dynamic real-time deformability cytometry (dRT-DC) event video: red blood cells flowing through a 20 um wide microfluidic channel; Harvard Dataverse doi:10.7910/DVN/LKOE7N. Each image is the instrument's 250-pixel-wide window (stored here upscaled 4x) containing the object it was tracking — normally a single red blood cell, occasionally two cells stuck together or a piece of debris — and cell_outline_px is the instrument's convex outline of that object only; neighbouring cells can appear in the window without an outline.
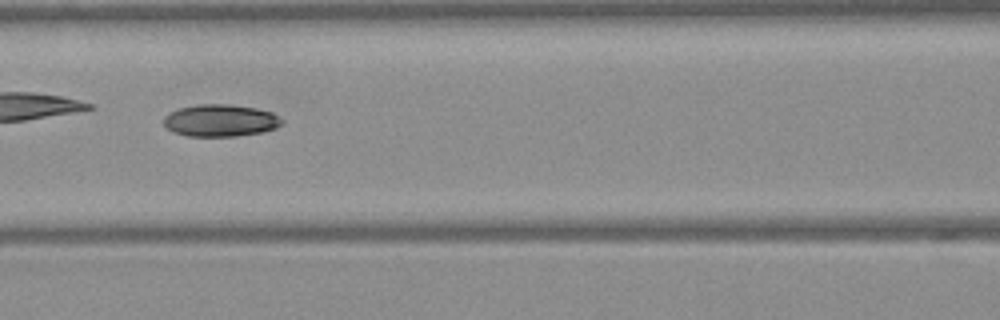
{"species": "Egyptian fruit bat (a non-hibernating species)", "species_latin": "Rousettus aegyptiacus", "temperature_condition": "warm", "stored_images_in_passage": 49, "camera_frame_rate_fps": 3000, "um_per_image_px": 0.085, "frame": {"image": 1, "passage_image": 22, "time_ms": 7.0, "image_size_px": [1000, 320], "cell_outline_px": [[284, 124], [276, 128], [260, 132], [236, 136], [188, 136], [172, 132], [164, 124], [164, 116], [180, 108], [200, 104], [228, 104], [256, 108], [272, 112], [284, 120]], "centroid_in_image_um": [18.77, 10.24], "position_along_channel_um": 147.8, "area_um2": 22.08}}
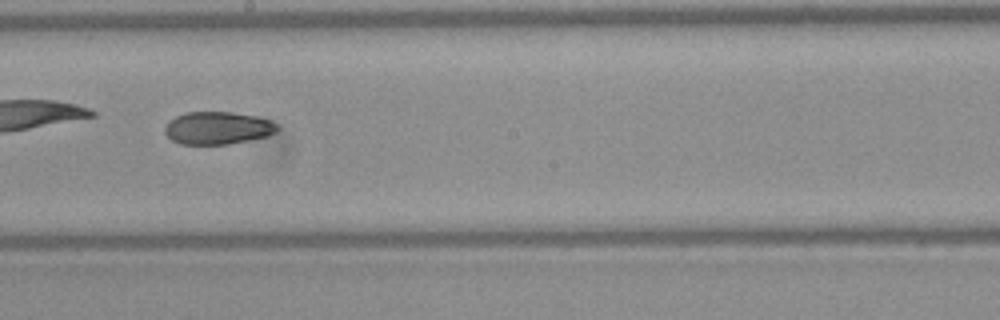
{"frame": {"image": 2, "passage_image": 28, "time_ms": 9.0, "image_size_px": [1000, 320], "cell_outline_px": [[280, 128], [276, 132], [268, 136], [228, 144], [180, 144], [172, 140], [164, 132], [164, 128], [176, 116], [188, 112], [232, 112], [256, 116], [268, 120], [276, 124]], "centroid_in_image_um": [18.52, 10.88], "position_along_channel_um": 229.7, "area_um2": 21.21}}